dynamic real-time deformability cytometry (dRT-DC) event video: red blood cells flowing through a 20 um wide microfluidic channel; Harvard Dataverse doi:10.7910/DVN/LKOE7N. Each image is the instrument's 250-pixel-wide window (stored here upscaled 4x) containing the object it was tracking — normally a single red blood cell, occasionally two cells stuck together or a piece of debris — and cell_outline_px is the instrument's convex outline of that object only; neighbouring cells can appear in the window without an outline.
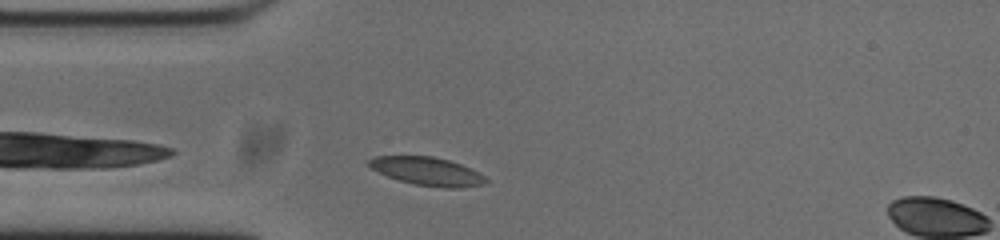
{"species": "common noctule bat (a hibernating species)", "species_latin": "Nyctalus noctula", "temperature_condition": "cold", "stored_images_in_passage": 31, "camera_frame_rate_fps": 3000, "um_per_image_px": 0.085, "animal": {"sex": "male", "body_mass_g": 20.0, "forearm_length_mm": 53.3}, "frame": {"image": 1, "passage_image": 3, "time_ms": 0.667, "image_size_px": [1000, 240], "cell_outline_px": [[488, 180], [484, 184], [460, 188], [444, 188], [412, 184], [388, 176], [372, 168], [368, 164], [368, 160], [372, 156], [432, 156], [448, 160], [460, 164], [484, 176]], "centroid_in_image_um": [36.3, 14.56], "position_along_channel_um": 48.7, "area_um2": 19.02}}
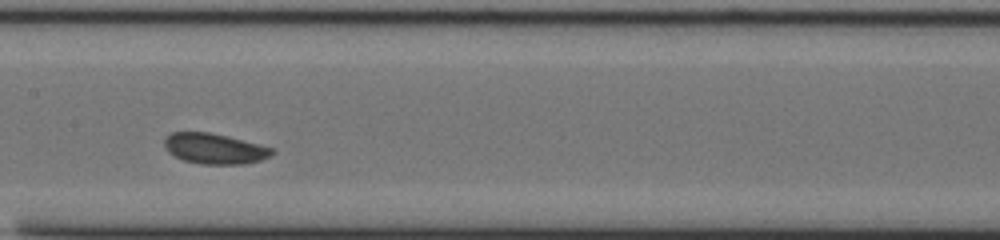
{"frame": {"image": 2, "passage_image": 15, "time_ms": 4.667, "image_size_px": [1000, 240], "cell_outline_px": [[276, 152], [272, 156], [260, 160], [244, 164], [200, 164], [184, 160], [168, 152], [164, 144], [164, 140], [172, 132], [208, 132], [228, 136], [276, 148]], "centroid_in_image_um": [18.3, 12.63], "position_along_channel_um": 189.1, "area_um2": 19.25}}
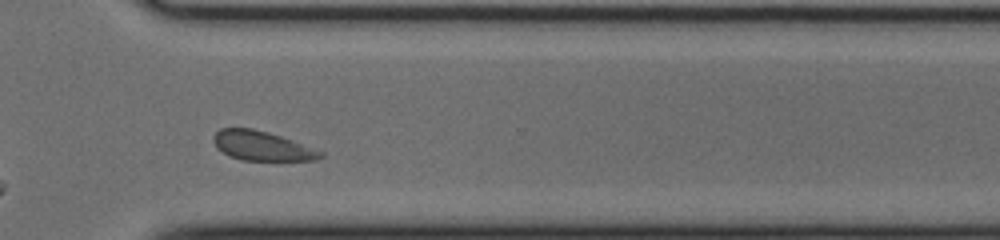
{"frame": {"image": 3, "passage_image": 28, "time_ms": 9.0, "image_size_px": [1000, 240], "cell_outline_px": [[324, 156], [316, 160], [240, 160], [228, 156], [216, 148], [212, 140], [212, 136], [220, 128], [252, 128], [268, 132], [292, 140], [324, 152]], "centroid_in_image_um": [22.22, 12.4], "position_along_channel_um": 348.4, "area_um2": 18.44}, "authors_computed_cell_mechanics": {"area_um2": 18.9584, "velocity_mm_per_s": 3.6617, "shape_relaxation_time_tau1_ms": 5.0027, "shape_relaxation_time_tau2_ms": 9.531, "deformation_change_tau1": 0.1091, "deformation_change_tau2": 0.1184}}